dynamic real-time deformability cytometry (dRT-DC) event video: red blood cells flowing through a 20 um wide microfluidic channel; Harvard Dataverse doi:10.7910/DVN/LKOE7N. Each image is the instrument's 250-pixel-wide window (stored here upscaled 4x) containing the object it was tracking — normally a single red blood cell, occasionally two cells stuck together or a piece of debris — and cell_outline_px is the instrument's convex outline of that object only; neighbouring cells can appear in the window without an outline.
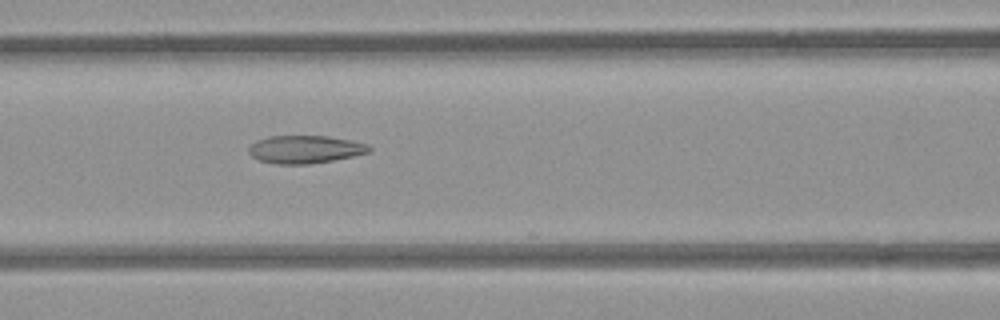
{"species": "common noctule bat (a hibernating species)", "species_latin": "Nyctalus noctula", "temperature_condition": "room temperature", "stored_images_in_passage": 21, "camera_frame_rate_fps": 3000, "um_per_image_px": 0.085, "animal": {"sex": "female", "body_mass_g": 21.9}, "frame": {"image": 1, "passage_image": 15, "time_ms": 4.667, "image_size_px": [1000, 320], "cell_outline_px": [[372, 148], [368, 152], [352, 156], [332, 160], [308, 164], [276, 164], [260, 160], [252, 156], [248, 152], [248, 148], [256, 140], [268, 136], [328, 136], [368, 144]], "centroid_in_image_um": [25.9, 12.69], "position_along_channel_um": 140.7, "area_um2": 19.36}}
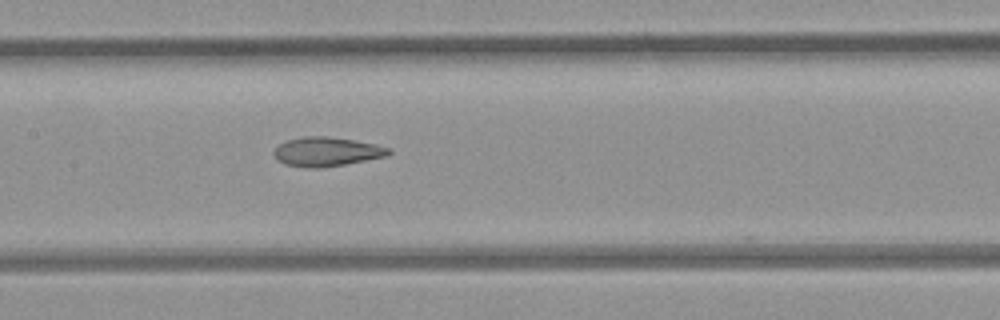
{"frame": {"image": 2, "passage_image": 18, "time_ms": 5.667, "image_size_px": [1000, 320], "cell_outline_px": [[392, 152], [388, 156], [344, 164], [320, 168], [304, 168], [284, 164], [272, 152], [280, 144], [288, 140], [304, 136], [328, 136], [376, 144], [388, 148]], "centroid_in_image_um": [27.77, 12.9], "position_along_channel_um": 179.6, "area_um2": 19.36}}